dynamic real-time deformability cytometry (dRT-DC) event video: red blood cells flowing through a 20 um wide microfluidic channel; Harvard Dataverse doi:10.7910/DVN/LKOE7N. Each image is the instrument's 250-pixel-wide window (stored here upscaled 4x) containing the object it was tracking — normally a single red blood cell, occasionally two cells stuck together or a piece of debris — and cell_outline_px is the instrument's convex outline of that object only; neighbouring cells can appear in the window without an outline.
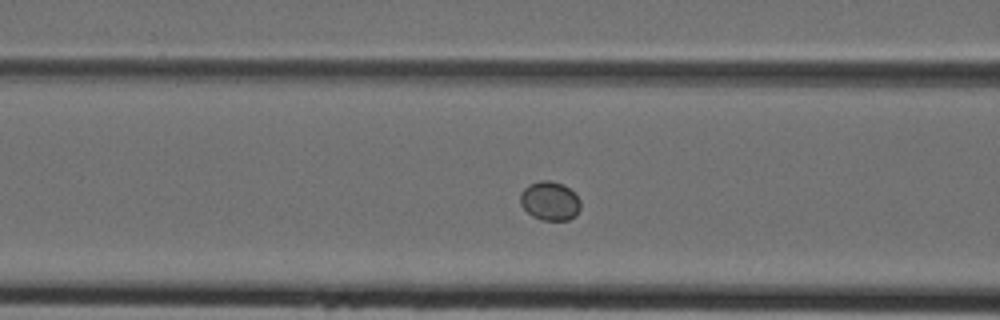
{"species": "Egyptian fruit bat (a non-hibernating species)", "species_latin": "Rousettus aegyptiacus", "temperature_condition": "cold", "stored_images_in_passage": 31, "camera_frame_rate_fps": 3000, "um_per_image_px": 0.085, "animal": {"sex": "female"}, "frame": {"image": 1, "passage_image": 4, "time_ms": 1.0, "image_size_px": [1000, 320], "cell_outline_px": [[580, 208], [576, 216], [568, 220], [540, 220], [532, 216], [520, 204], [520, 192], [528, 184], [540, 180], [548, 180], [564, 184], [580, 200]], "centroid_in_image_um": [46.72, 17.08], "position_along_channel_um": 119.9, "area_um2": 13.76}}
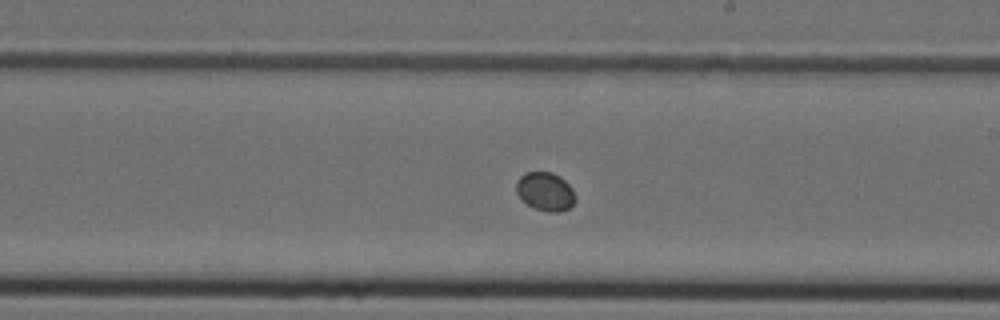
{"frame": {"image": 2, "passage_image": 12, "time_ms": 3.667, "image_size_px": [1000, 320], "cell_outline_px": [[576, 200], [568, 208], [560, 212], [548, 212], [532, 208], [520, 200], [516, 192], [516, 180], [524, 172], [552, 172], [560, 176], [572, 188], [576, 196]], "centroid_in_image_um": [46.32, 16.28], "position_along_channel_um": 242.7, "area_um2": 13.58}}
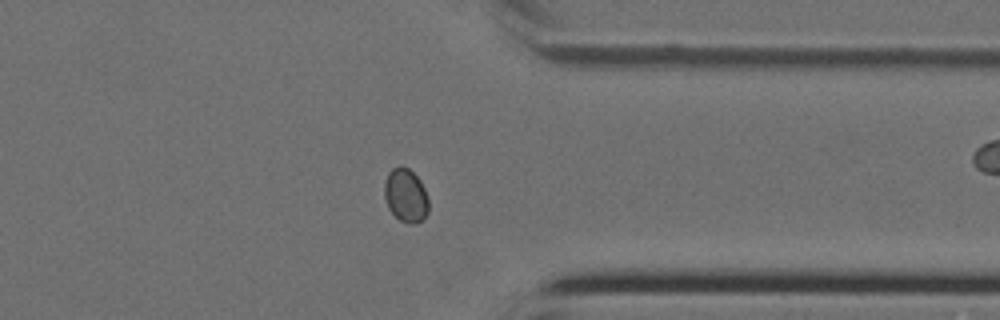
{"frame": {"image": 3, "passage_image": 21, "time_ms": 6.667, "image_size_px": [1000, 320], "cell_outline_px": [[428, 212], [420, 220], [412, 224], [400, 220], [388, 208], [384, 196], [384, 184], [388, 172], [392, 168], [400, 164], [408, 168], [420, 180], [424, 188], [428, 200]], "centroid_in_image_um": [34.46, 16.57], "position_along_channel_um": 376.9, "area_um2": 13.7}}